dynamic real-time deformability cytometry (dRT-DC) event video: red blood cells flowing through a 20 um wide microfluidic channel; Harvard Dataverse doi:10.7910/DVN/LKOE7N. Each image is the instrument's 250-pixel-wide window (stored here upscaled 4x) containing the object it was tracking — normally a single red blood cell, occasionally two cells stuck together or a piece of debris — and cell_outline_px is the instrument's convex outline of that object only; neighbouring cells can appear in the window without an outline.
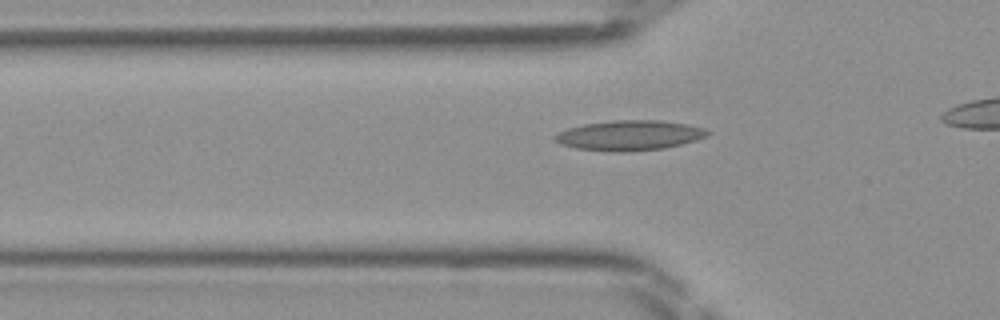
{"species": "Egyptian fruit bat (a non-hibernating species)", "species_latin": "Rousettus aegyptiacus", "temperature_condition": "room temperature", "stored_images_in_passage": 25, "camera_frame_rate_fps": 3000, "um_per_image_px": 0.085, "frame": {"image": 1, "passage_image": 11, "time_ms": 3.333, "image_size_px": [1000, 320], "cell_outline_px": [[712, 132], [708, 136], [696, 140], [664, 148], [628, 152], [612, 152], [576, 148], [560, 144], [552, 136], [568, 128], [584, 124], [612, 120], [660, 120], [688, 124], [704, 128]], "centroid_in_image_um": [53.53, 11.5], "position_along_channel_um": 72.3, "area_um2": 26.82}}
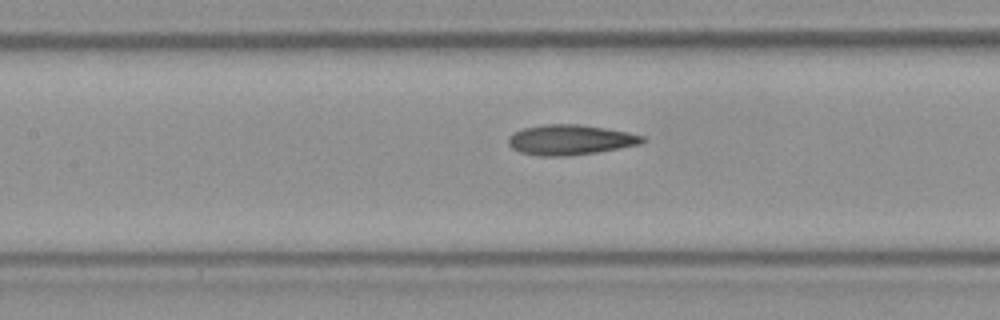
{"frame": {"image": 2, "passage_image": 17, "time_ms": 5.333, "image_size_px": [1000, 320], "cell_outline_px": [[648, 140], [640, 144], [620, 148], [596, 152], [568, 156], [536, 156], [520, 152], [512, 148], [508, 144], [508, 136], [524, 128], [544, 124], [580, 124], [628, 132], [644, 136]], "centroid_in_image_um": [48.47, 11.89], "position_along_channel_um": 158.9, "area_um2": 23.64}}
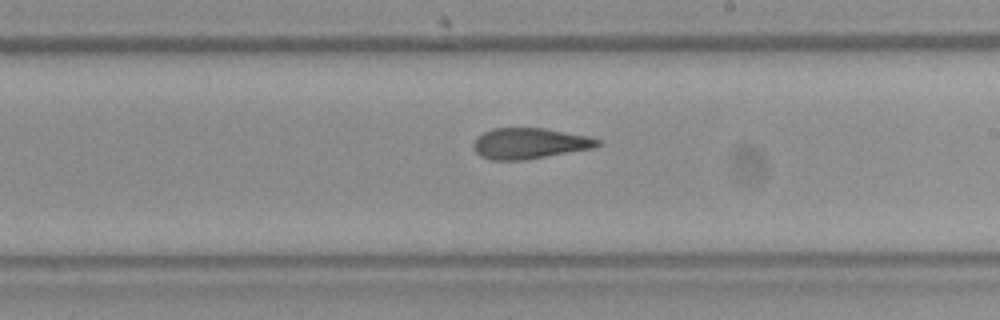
{"frame": {"image": 3, "passage_image": 23, "time_ms": 7.333, "image_size_px": [1000, 320], "cell_outline_px": [[600, 144], [596, 148], [524, 160], [492, 160], [480, 156], [472, 148], [472, 144], [476, 136], [492, 128], [544, 128], [588, 136], [600, 140]], "centroid_in_image_um": [44.99, 12.19], "position_along_channel_um": 244.0, "area_um2": 22.48}}